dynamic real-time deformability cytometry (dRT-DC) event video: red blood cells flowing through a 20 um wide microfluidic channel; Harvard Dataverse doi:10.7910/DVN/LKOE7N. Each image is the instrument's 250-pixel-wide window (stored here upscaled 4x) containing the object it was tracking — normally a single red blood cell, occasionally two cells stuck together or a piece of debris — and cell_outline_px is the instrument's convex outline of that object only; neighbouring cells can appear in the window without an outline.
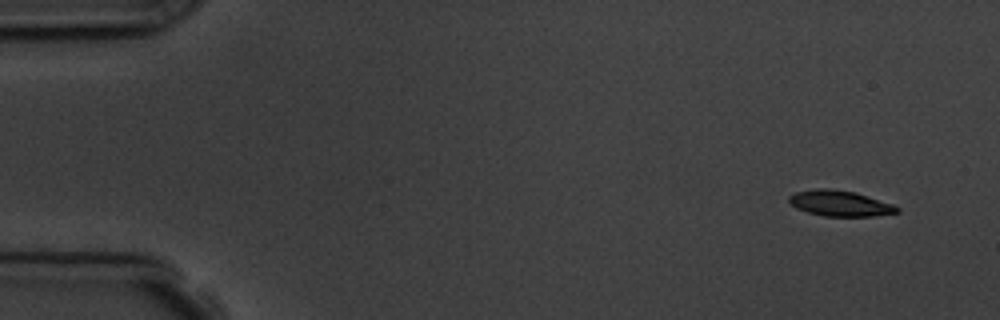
{"species": "common noctule bat (a hibernating species)", "species_latin": "Nyctalus noctula", "temperature_condition": "room temperature", "stored_images_in_passage": 4, "camera_frame_rate_fps": 3000, "um_per_image_px": 0.085, "animal": {"sex": "male", "body_mass_g": 19.5, "forearm_length_mm": 54.6}, "frame": {"image": 1, "passage_image": 1, "time_ms": 0.0, "image_size_px": [1000, 320], "cell_outline_px": [[900, 212], [872, 216], [824, 216], [808, 212], [796, 208], [788, 200], [788, 196], [796, 192], [816, 188], [828, 188], [856, 192], [892, 204], [900, 208]], "centroid_in_image_um": [71.39, 17.28], "position_along_channel_um": 13.6, "area_um2": 16.13}}
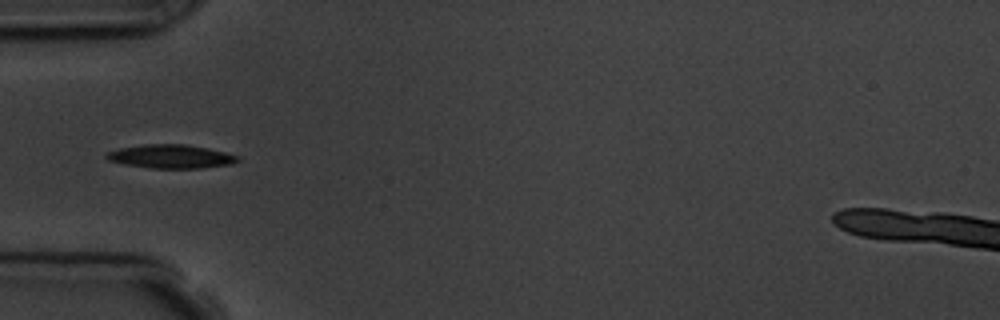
{"frame": {"image": 2, "passage_image": 4, "time_ms": 4.667, "image_size_px": [1000, 320], "cell_outline_px": [[240, 160], [232, 164], [200, 168], [152, 168], [124, 164], [108, 160], [104, 156], [108, 152], [120, 148], [144, 144], [184, 144], [208, 148], [240, 156]], "centroid_in_image_um": [14.54, 13.3], "position_along_channel_um": 70.5, "area_um2": 18.03}}